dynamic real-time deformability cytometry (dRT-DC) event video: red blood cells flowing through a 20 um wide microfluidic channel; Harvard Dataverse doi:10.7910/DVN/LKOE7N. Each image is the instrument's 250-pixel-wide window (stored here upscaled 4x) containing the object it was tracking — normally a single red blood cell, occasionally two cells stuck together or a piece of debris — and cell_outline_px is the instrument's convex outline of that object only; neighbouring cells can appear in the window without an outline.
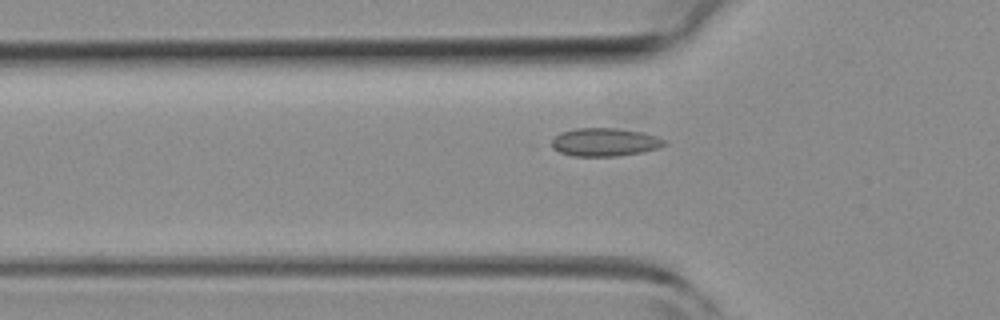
{"species": "common noctule bat (a hibernating species)", "species_latin": "Nyctalus noctula", "temperature_condition": "room temperature", "stored_images_in_passage": 38, "camera_frame_rate_fps": 3000, "um_per_image_px": 0.085, "animal": {"sex": "female", "body_mass_g": 19.3, "forearm_length_mm": 54.1}, "frame": {"image": 1, "passage_image": 10, "time_ms": 3.0, "image_size_px": [1000, 320], "cell_outline_px": [[668, 144], [660, 148], [644, 152], [616, 156], [572, 156], [560, 152], [552, 148], [552, 140], [560, 132], [576, 128], [616, 128], [640, 132], [656, 136], [668, 140]], "centroid_in_image_um": [51.45, 12.08], "position_along_channel_um": 74.4, "area_um2": 18.67}}
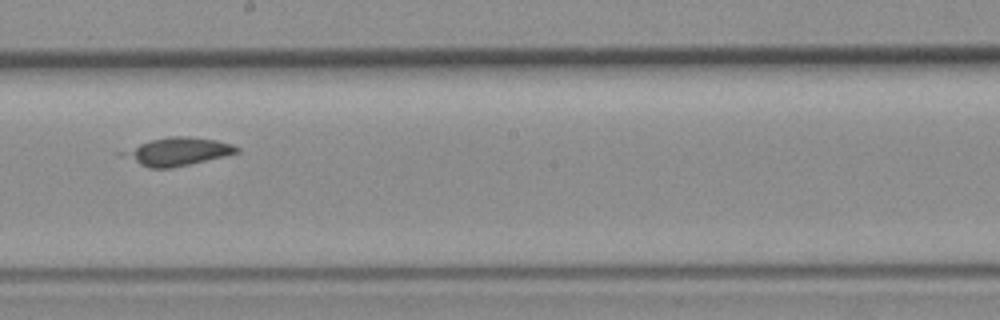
{"frame": {"image": 2, "passage_image": 21, "time_ms": 6.667, "image_size_px": [1000, 320], "cell_outline_px": [[240, 152], [224, 156], [172, 168], [148, 168], [120, 156], [116, 152], [152, 140], [168, 136], [188, 136], [216, 140], [232, 144], [240, 148]], "centroid_in_image_um": [15.05, 12.88], "position_along_channel_um": 233.2, "area_um2": 18.67}}
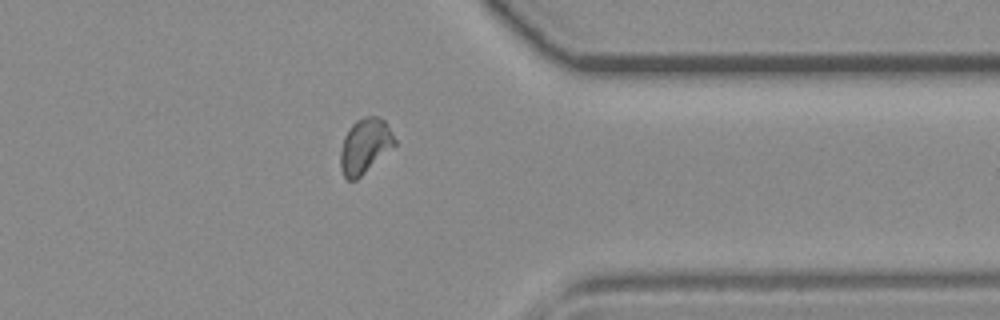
{"frame": {"image": 3, "passage_image": 32, "time_ms": 10.333, "image_size_px": [1000, 320], "cell_outline_px": [[396, 144], [356, 180], [348, 180], [344, 176], [340, 168], [340, 152], [344, 136], [352, 124], [356, 120], [364, 116], [376, 116], [384, 120], [396, 140]], "centroid_in_image_um": [31.0, 12.4], "position_along_channel_um": 380.4, "area_um2": 17.17}}